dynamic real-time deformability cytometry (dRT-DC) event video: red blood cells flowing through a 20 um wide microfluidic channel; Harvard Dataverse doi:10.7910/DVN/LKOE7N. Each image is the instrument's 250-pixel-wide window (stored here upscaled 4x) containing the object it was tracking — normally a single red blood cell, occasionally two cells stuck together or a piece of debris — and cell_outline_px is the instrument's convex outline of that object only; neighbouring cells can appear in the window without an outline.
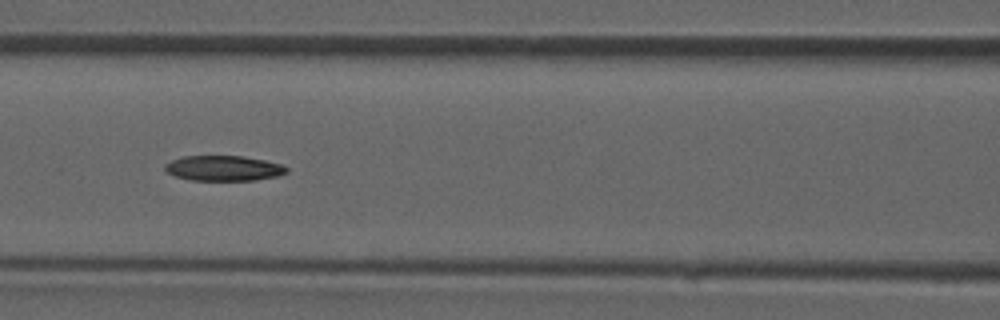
{"species": "common noctule bat (a hibernating species)", "species_latin": "Nyctalus noctula", "temperature_condition": "room temperature", "stored_images_in_passage": 38, "camera_frame_rate_fps": 3000, "um_per_image_px": 0.085, "animal": {"sex": "male", "forearm_length_mm": 52.5}, "frame": {"image": 1, "passage_image": 12, "time_ms": 3.667, "image_size_px": [1000, 320], "cell_outline_px": [[288, 172], [276, 176], [256, 180], [192, 180], [176, 176], [168, 172], [164, 168], [164, 164], [172, 160], [184, 156], [244, 156], [264, 160], [280, 164], [288, 168]], "centroid_in_image_um": [19.01, 14.29], "position_along_channel_um": 147.6, "area_um2": 17.74}}